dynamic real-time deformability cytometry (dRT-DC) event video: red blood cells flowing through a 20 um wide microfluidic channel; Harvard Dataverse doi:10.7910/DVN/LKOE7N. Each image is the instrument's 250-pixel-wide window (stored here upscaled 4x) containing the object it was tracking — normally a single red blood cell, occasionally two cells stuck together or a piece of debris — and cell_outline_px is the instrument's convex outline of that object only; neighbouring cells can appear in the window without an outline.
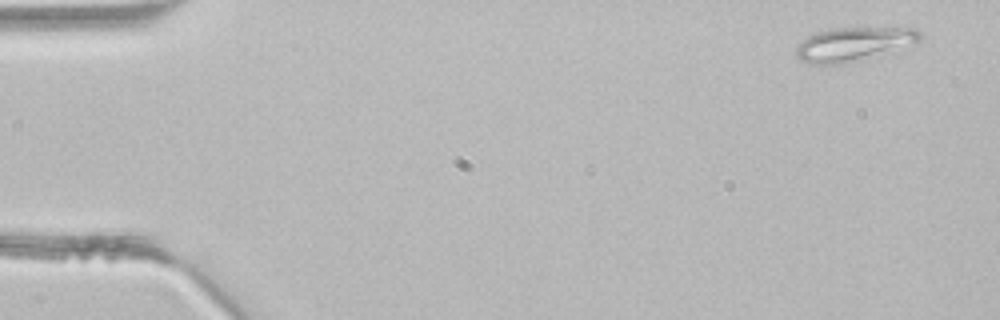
{"species": "common noctule bat (a hibernating species)", "species_latin": "Nyctalus noctula", "temperature_condition": "room temperature", "stored_images_in_passage": 4, "camera_frame_rate_fps": 3000, "um_per_image_px": 0.085, "animal": {"sex": "male", "body_mass_g": 21.5, "forearm_length_mm": 52.0}, "frame": {"image": 1, "passage_image": 1, "time_ms": 0.0, "image_size_px": [1000, 320], "cell_outline_px": [[924, 36], [916, 44], [840, 64], [808, 64], [800, 60], [796, 56], [796, 48], [808, 36], [820, 32], [836, 28], [916, 28]], "centroid_in_image_um": [72.59, 3.74], "position_along_channel_um": 12.4, "area_um2": 23.93}}